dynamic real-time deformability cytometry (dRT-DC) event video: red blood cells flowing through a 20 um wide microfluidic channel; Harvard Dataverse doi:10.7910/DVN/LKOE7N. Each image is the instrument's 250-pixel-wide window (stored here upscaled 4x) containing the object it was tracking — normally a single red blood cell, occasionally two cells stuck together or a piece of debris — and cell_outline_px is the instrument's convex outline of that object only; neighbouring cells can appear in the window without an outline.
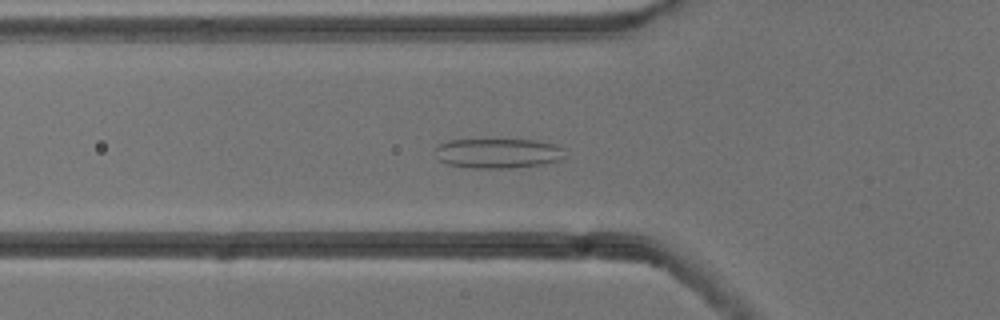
{"species": "common noctule bat (a hibernating species)", "species_latin": "Nyctalus noctula", "temperature_condition": "cold", "stored_images_in_passage": 54, "camera_frame_rate_fps": 3000, "um_per_image_px": 0.085, "animal": {"sex": "male", "body_mass_g": 13.3}, "frame": {"image": 1, "passage_image": 18, "time_ms": 5.667, "image_size_px": [1000, 320], "cell_outline_px": [[564, 156], [560, 160], [544, 164], [508, 168], [472, 168], [448, 164], [440, 160], [436, 148], [440, 144], [448, 140], [536, 140], [552, 144], [560, 148]], "centroid_in_image_um": [42.32, 13.03], "position_along_channel_um": 83.5, "area_um2": 22.08}}
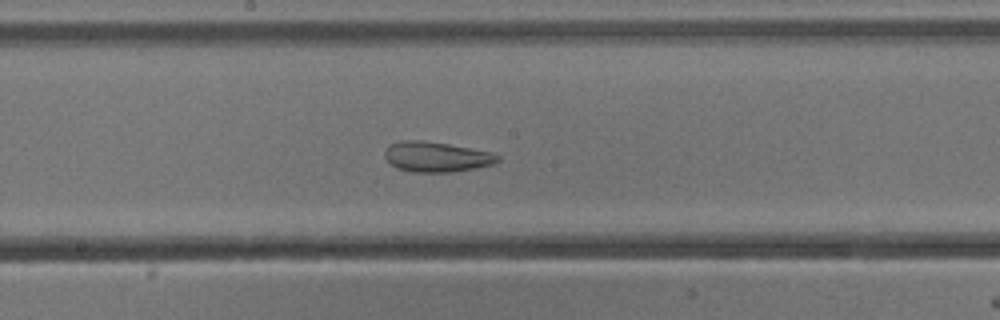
{"frame": {"image": 2, "passage_image": 28, "time_ms": 9.0, "image_size_px": [1000, 320], "cell_outline_px": [[500, 160], [492, 164], [476, 168], [452, 172], [412, 172], [396, 168], [384, 156], [384, 152], [388, 144], [400, 140], [420, 140], [448, 144], [492, 152], [500, 156]], "centroid_in_image_um": [37.08, 13.33], "position_along_channel_um": 211.1, "area_um2": 19.94}}
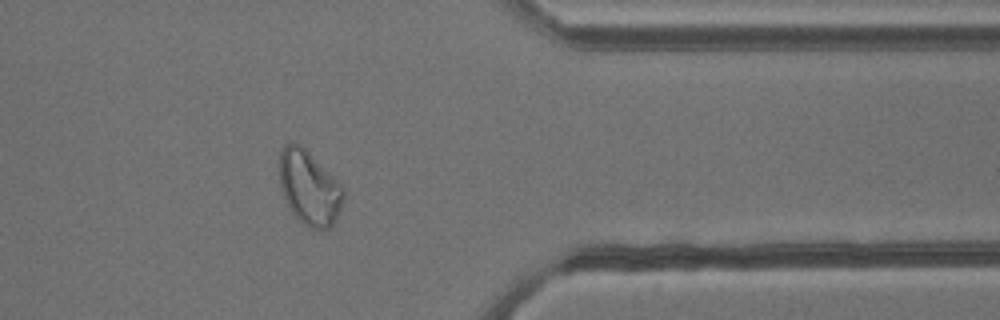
{"frame": {"image": 3, "passage_image": 43, "time_ms": 14.0, "image_size_px": [1000, 320], "cell_outline_px": [[344, 196], [340, 208], [332, 224], [328, 228], [308, 228], [292, 212], [284, 196], [280, 184], [280, 152], [284, 144], [300, 144], [340, 184], [344, 192]], "centroid_in_image_um": [26.27, 15.96], "position_along_channel_um": 385.1, "area_um2": 26.76}, "authors_computed_cell_mechanics": {"area_um2": 27.3394, "velocity_mm_per_s": 3.7926, "shape_relaxation_time_tau1_ms": null, "shape_relaxation_time_tau2_ms": 1.5727, "deformation_change_tau1": null, "deformation_change_tau2": 0.0745}}